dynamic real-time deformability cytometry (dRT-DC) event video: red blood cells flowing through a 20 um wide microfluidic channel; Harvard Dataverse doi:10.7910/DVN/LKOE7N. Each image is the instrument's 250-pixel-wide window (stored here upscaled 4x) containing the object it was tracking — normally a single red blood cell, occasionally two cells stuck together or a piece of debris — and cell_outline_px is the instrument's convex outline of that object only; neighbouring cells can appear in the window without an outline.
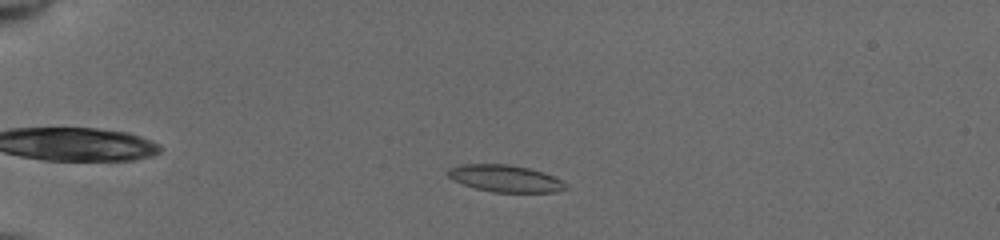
{"species": "common noctule bat (a hibernating species)", "species_latin": "Nyctalus noctula", "temperature_condition": "cold", "stored_images_in_passage": 42, "camera_frame_rate_fps": 3000, "um_per_image_px": 0.085, "animal": {"sex": "female", "body_mass_g": 19.5, "forearm_length_mm": 54.1}, "frame": {"image": 1, "passage_image": 9, "time_ms": 2.667, "image_size_px": [1000, 240], "cell_outline_px": [[568, 188], [556, 192], [492, 192], [476, 188], [452, 180], [448, 176], [448, 168], [460, 164], [508, 164], [528, 168], [544, 172], [568, 184]], "centroid_in_image_um": [42.95, 15.17], "position_along_channel_um": 42.1, "area_um2": 18.5}}
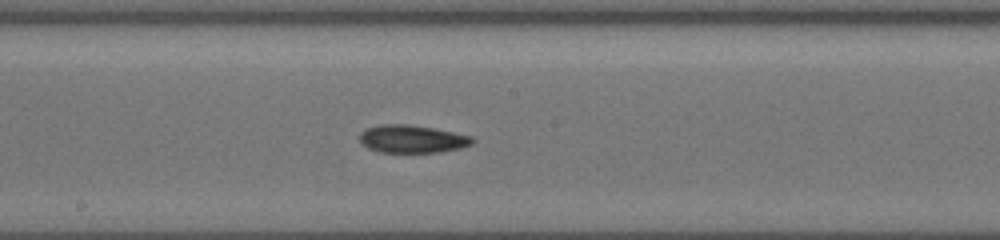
{"frame": {"image": 2, "passage_image": 22, "time_ms": 8.333, "image_size_px": [1000, 240], "cell_outline_px": [[476, 140], [472, 144], [460, 148], [440, 152], [380, 152], [368, 148], [360, 144], [360, 132], [368, 128], [380, 124], [408, 124], [432, 128], [472, 136]], "centroid_in_image_um": [35.02, 11.81], "position_along_channel_um": 213.2, "area_um2": 18.26}}
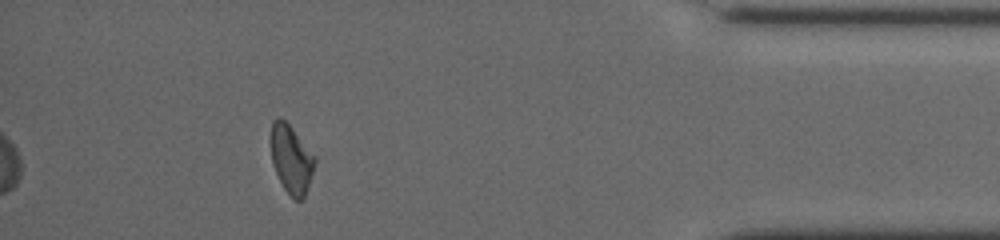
{"frame": {"image": 3, "passage_image": 38, "time_ms": 14.333, "image_size_px": [1000, 240], "cell_outline_px": [[316, 160], [304, 200], [296, 200], [284, 188], [272, 164], [272, 120], [276, 116], [280, 116], [292, 128], [316, 156]], "centroid_in_image_um": [24.78, 13.52], "position_along_channel_um": 410.4, "area_um2": 17.28}, "authors_computed_cell_mechanics": {"area_um2": 18.0625, "velocity_mm_per_s": 3.924, "shape_relaxation_time_tau1_ms": null, "shape_relaxation_time_tau2_ms": 2.8711, "deformation_change_tau1": null, "deformation_change_tau2": 0.0835}}